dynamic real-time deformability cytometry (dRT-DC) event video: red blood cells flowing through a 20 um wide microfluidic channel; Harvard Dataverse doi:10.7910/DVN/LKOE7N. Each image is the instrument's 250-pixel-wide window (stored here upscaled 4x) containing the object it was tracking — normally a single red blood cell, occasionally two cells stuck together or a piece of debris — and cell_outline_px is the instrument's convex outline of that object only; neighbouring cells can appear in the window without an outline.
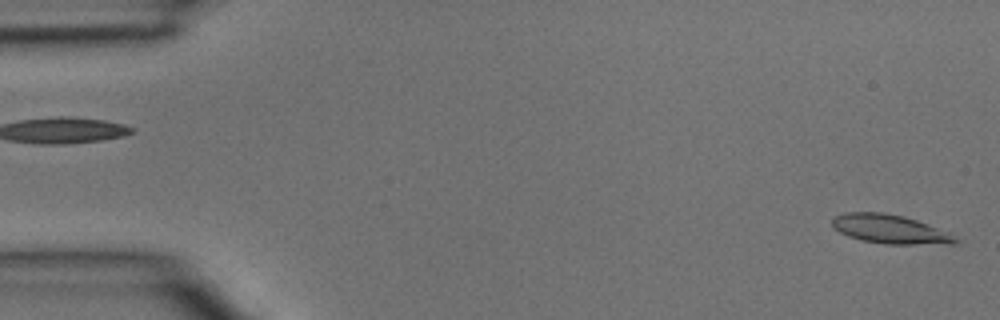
{"species": "common noctule bat (a hibernating species)", "species_latin": "Nyctalus noctula", "temperature_condition": "room temperature", "stored_images_in_passage": 4, "segment_of_instrument_passage": [2, 2], "camera_frame_rate_fps": 3000, "um_per_image_px": 0.085, "animal": {"sex": "male", "body_mass_g": 15.6}, "frame": {"image": 1, "passage_image": 4, "time_ms": 1.0, "image_size_px": [1000, 320], "cell_outline_px": [[960, 240], [956, 244], [884, 244], [860, 240], [848, 236], [832, 228], [832, 220], [836, 216], [844, 212], [884, 212], [904, 216], [928, 224], [948, 232]], "centroid_in_image_um": [75.65, 19.48], "position_along_channel_um": 9.4, "area_um2": 20.92}}